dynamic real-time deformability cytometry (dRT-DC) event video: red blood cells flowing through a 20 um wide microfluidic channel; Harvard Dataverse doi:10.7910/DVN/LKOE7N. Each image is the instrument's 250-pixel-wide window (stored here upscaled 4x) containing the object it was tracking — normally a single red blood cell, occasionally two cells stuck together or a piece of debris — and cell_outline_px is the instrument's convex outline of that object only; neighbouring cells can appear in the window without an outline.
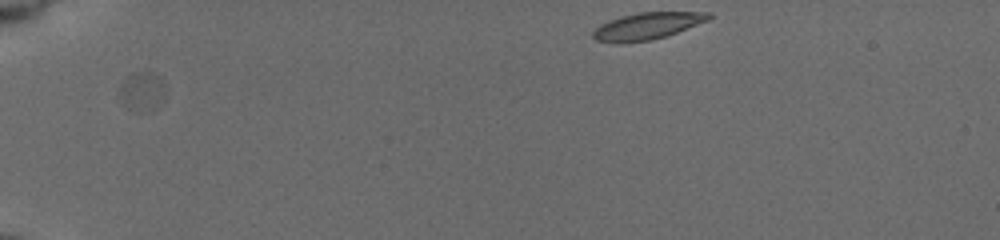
{"species": "common noctule bat (a hibernating species)", "species_latin": "Nyctalus noctula", "temperature_condition": "cold", "stored_images_in_passage": 32, "camera_frame_rate_fps": 3000, "um_per_image_px": 0.085, "animal": {"sex": "female", "body_mass_g": 19.5, "forearm_length_mm": 54.1}, "frame": {"image": 1, "passage_image": 1, "time_ms": 0.0, "image_size_px": [1000, 240], "cell_outline_px": [[164, 100], [152, 112], [136, 112], [124, 108], [120, 96], [120, 84], [132, 72], [144, 68], [152, 72], [164, 84]], "centroid_in_image_um": [12.06, 7.78], "position_along_channel_um": 72.9, "area_um2": 10.98}}
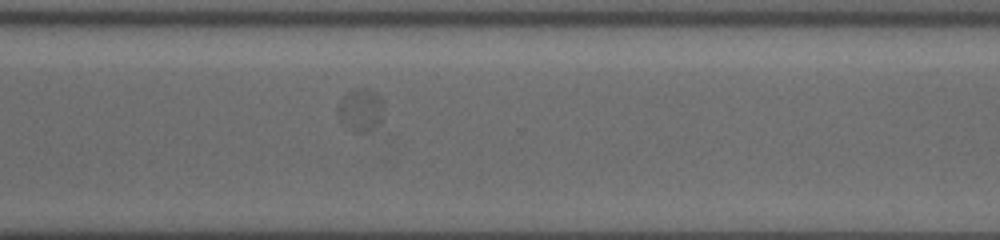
{"frame": {"image": 2, "passage_image": 23, "time_ms": 7.333, "image_size_px": [1000, 240], "cell_outline_px": [[384, 104], [380, 120], [368, 128], [360, 132], [352, 128], [340, 120], [340, 104], [344, 96], [348, 92], [356, 88], [368, 88]], "centroid_in_image_um": [30.66, 9.27], "position_along_channel_um": 339.9, "area_um2": 10.23}}
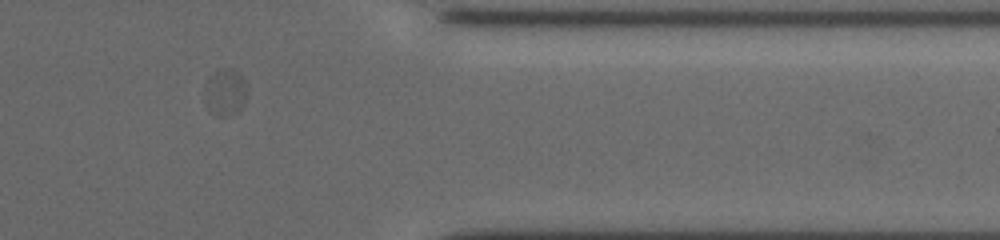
{"frame": {"image": 3, "passage_image": 28, "time_ms": 9.0, "image_size_px": [1000, 240], "cell_outline_px": [[248, 84], [244, 104], [236, 112], [220, 116], [208, 104], [204, 88], [208, 80], [216, 72], [224, 68], [228, 68], [236, 72]], "centroid_in_image_um": [19.21, 7.8], "position_along_channel_um": 392.2, "area_um2": 10.81}}